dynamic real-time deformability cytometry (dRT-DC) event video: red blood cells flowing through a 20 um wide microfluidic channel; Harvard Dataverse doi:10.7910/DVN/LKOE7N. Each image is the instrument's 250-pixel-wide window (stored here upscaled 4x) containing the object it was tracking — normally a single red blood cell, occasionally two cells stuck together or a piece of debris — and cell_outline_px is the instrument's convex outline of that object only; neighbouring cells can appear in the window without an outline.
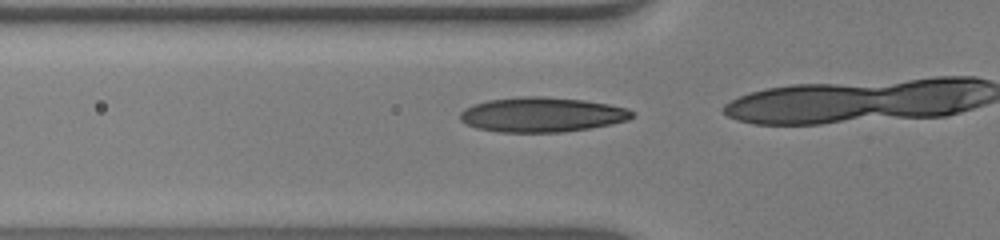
{"species": "human", "species_latin": "Homo sapiens", "temperature_condition": "warm", "stored_images_in_passage": 16, "camera_frame_rate_fps": 3000, "um_per_image_px": 0.085, "donor": {"sex": "male"}, "frame": {"image": 1, "passage_image": 14, "time_ms": 4.333, "image_size_px": [1000, 240], "cell_outline_px": [[632, 116], [628, 120], [612, 124], [564, 132], [500, 132], [476, 128], [460, 120], [460, 112], [464, 108], [472, 104], [488, 100], [520, 96], [544, 96], [584, 100], [608, 104], [628, 108], [632, 112]], "centroid_in_image_um": [46.04, 9.74], "position_along_channel_um": 79.8, "area_um2": 34.91}}